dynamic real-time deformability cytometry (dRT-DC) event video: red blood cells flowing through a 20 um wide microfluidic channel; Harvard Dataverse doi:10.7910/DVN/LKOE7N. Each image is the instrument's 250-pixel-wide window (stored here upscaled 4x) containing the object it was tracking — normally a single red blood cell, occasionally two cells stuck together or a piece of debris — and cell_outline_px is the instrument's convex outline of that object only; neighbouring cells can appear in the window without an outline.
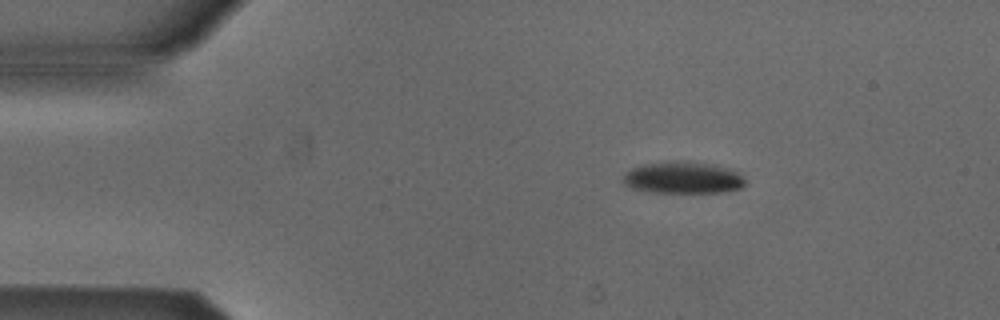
{"species": "Egyptian fruit bat (a non-hibernating species)", "species_latin": "Rousettus aegyptiacus", "temperature_condition": "cold", "stored_images_in_passage": 7, "camera_frame_rate_fps": 3000, "um_per_image_px": 0.085, "animal": {"sex": "male"}, "frame": {"image": 1, "passage_image": 2, "time_ms": 0.333, "image_size_px": [1000, 320], "cell_outline_px": [[744, 184], [740, 188], [720, 192], [652, 192], [632, 188], [624, 184], [624, 176], [632, 168], [644, 164], [704, 164], [724, 168], [736, 172], [744, 176]], "centroid_in_image_um": [58.05, 15.16], "position_along_channel_um": 27.0, "area_um2": 21.15}}
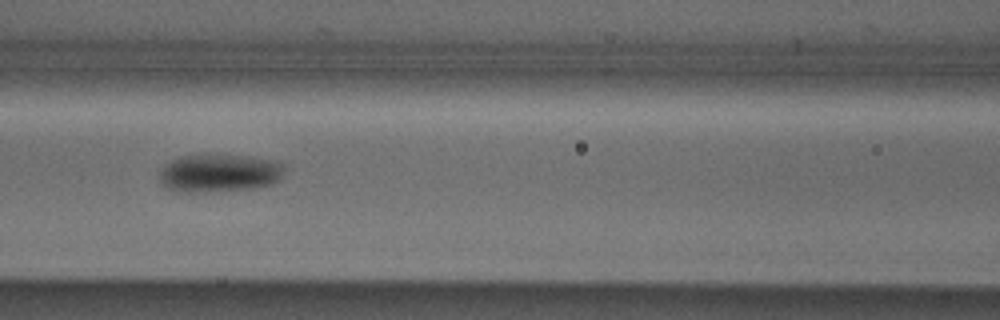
{"frame": {"image": 2, "passage_image": 6, "time_ms": 1.667, "image_size_px": [1000, 320], "cell_outline_px": [[284, 164], [280, 176], [276, 180], [268, 184], [252, 188], [196, 192], [180, 192], [168, 188], [160, 180], [160, 172], [164, 164], [172, 160], [184, 156], [208, 152], [244, 156], [272, 160]], "centroid_in_image_um": [18.57, 14.67], "position_along_channel_um": 148.0, "area_um2": 27.57}}
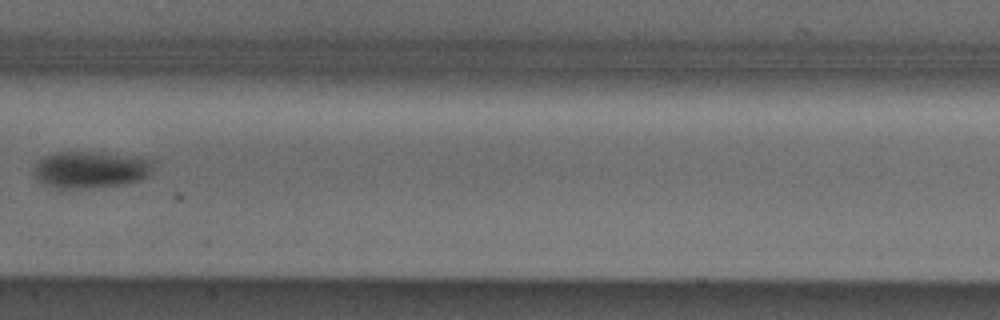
{"frame": {"image": 3, "passage_image": 7, "time_ms": 2.0, "image_size_px": [1000, 320], "cell_outline_px": [[152, 172], [148, 176], [140, 180], [124, 184], [88, 188], [56, 188], [44, 184], [36, 180], [32, 172], [32, 168], [44, 156], [56, 152], [92, 152], [132, 156], [152, 160]], "centroid_in_image_um": [7.65, 14.43], "position_along_channel_um": 199.7, "area_um2": 25.66}}